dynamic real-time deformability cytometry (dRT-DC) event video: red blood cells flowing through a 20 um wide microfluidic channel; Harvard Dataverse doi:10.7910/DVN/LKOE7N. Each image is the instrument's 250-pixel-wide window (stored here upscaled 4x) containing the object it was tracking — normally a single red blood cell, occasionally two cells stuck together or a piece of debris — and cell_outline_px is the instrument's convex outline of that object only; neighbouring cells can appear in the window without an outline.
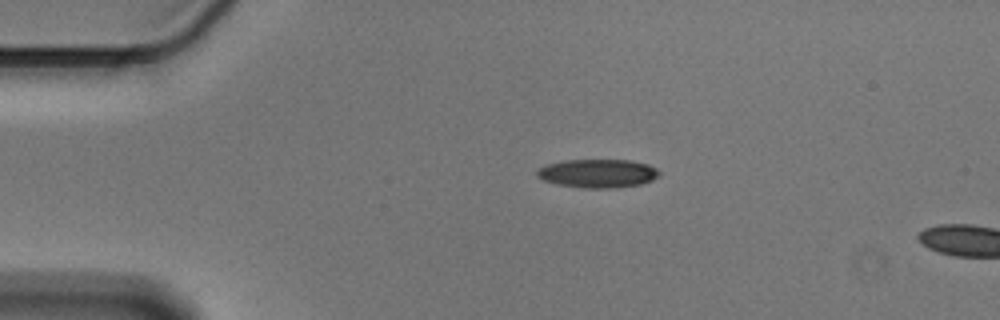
{"species": "Egyptian fruit bat (a non-hibernating species)", "species_latin": "Rousettus aegyptiacus", "temperature_condition": "cold", "stored_images_in_passage": 3, "camera_frame_rate_fps": 3000, "um_per_image_px": 0.085, "animal": {"sex": "male"}, "frame": {"image": 1, "passage_image": 1, "time_ms": 0.0, "image_size_px": [1000, 320], "cell_outline_px": [[660, 176], [652, 180], [640, 184], [616, 188], [584, 188], [556, 184], [544, 180], [536, 176], [536, 172], [544, 164], [564, 160], [628, 160], [648, 164], [656, 168], [660, 172]], "centroid_in_image_um": [50.8, 14.74], "position_along_channel_um": 34.2, "area_um2": 20.46}}